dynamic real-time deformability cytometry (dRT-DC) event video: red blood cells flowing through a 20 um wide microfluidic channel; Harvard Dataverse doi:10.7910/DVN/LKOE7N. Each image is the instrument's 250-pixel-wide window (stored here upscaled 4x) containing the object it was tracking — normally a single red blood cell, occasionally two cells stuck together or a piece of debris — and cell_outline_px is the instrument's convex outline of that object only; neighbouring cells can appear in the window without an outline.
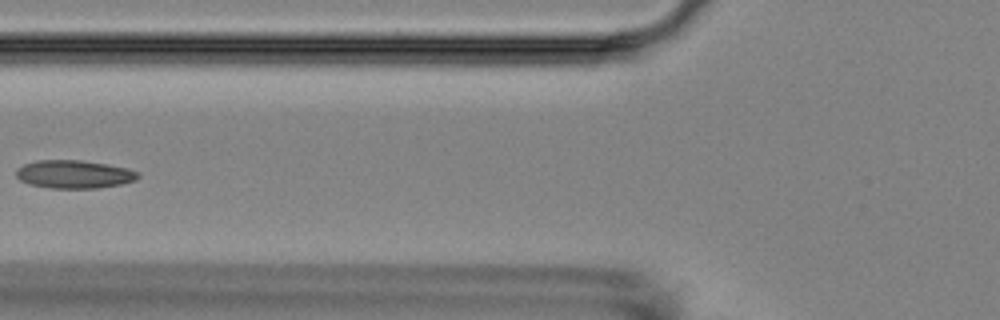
{"species": "Egyptian fruit bat (a non-hibernating species)", "species_latin": "Rousettus aegyptiacus", "temperature_condition": "room temperature", "stored_images_in_passage": 6, "camera_frame_rate_fps": 3000, "um_per_image_px": 0.085, "animal": {"sex": "female"}, "frame": {"image": 1, "passage_image": 5, "time_ms": 5.667, "image_size_px": [1000, 320], "cell_outline_px": [[140, 176], [136, 180], [120, 184], [100, 188], [48, 188], [28, 184], [20, 180], [16, 176], [16, 168], [24, 164], [36, 160], [80, 160], [108, 164], [128, 168], [136, 172]], "centroid_in_image_um": [6.27, 14.81], "position_along_channel_um": 119.5, "area_um2": 20.11}}